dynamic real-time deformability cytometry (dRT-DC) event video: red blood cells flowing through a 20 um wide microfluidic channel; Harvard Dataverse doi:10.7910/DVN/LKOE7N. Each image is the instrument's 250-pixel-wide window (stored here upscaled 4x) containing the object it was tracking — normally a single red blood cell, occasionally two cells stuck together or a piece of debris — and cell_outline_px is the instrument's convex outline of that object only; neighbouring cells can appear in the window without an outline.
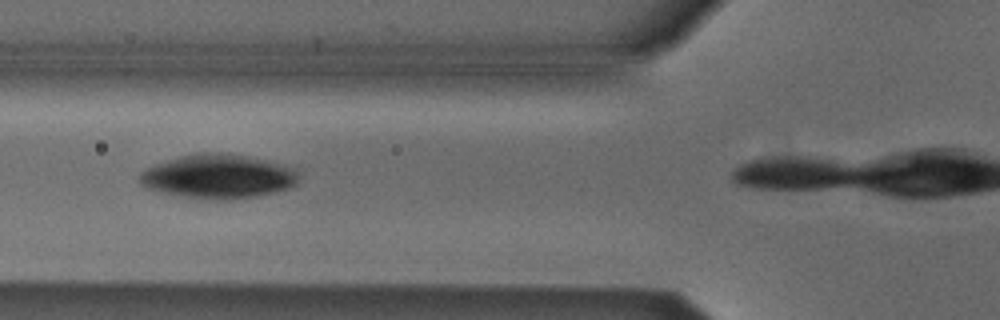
{"species": "Egyptian fruit bat (a non-hibernating species)", "species_latin": "Rousettus aegyptiacus", "temperature_condition": "cold", "stored_images_in_passage": 4, "camera_frame_rate_fps": 3000, "um_per_image_px": 0.085, "animal": {"sex": "male"}, "frame": {"image": 1, "passage_image": 3, "time_ms": 0.667, "image_size_px": [1000, 320], "cell_outline_px": [[300, 172], [296, 184], [292, 188], [260, 196], [236, 200], [208, 200], [184, 196], [164, 192], [148, 188], [140, 184], [140, 172], [156, 164], [180, 156], [204, 152], [212, 152], [244, 156], [264, 160], [296, 168]], "centroid_in_image_um": [18.62, 15.02], "position_along_channel_um": 107.2, "area_um2": 40.86}}